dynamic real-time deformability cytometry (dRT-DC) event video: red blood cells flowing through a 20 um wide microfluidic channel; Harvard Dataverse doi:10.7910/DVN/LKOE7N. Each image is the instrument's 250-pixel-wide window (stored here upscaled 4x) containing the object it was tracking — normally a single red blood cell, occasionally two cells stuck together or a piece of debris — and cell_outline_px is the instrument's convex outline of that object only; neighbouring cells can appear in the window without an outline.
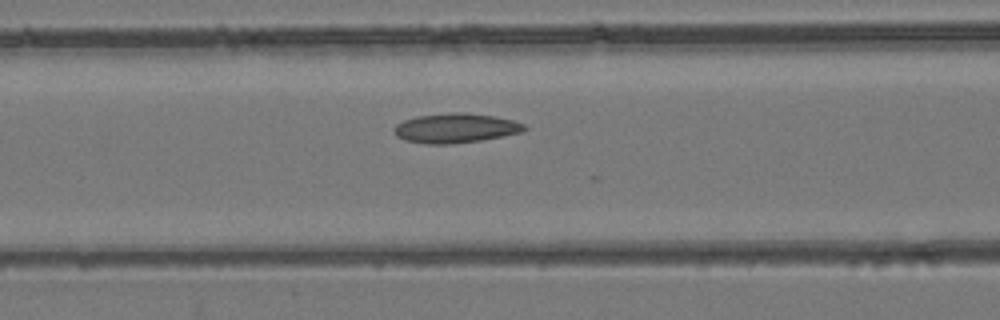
{"species": "common noctule bat (a hibernating species)", "species_latin": "Nyctalus noctula", "temperature_condition": "room temperature", "stored_images_in_passage": 20, "segment_of_instrument_passage": [1, 2], "camera_frame_rate_fps": 3000, "um_per_image_px": 0.085, "animal": {"sex": "female", "body_mass_g": 24.6, "forearm_length_mm": 56.2}, "frame": {"image": 1, "passage_image": 9, "time_ms": 2.667, "image_size_px": [1000, 320], "cell_outline_px": [[528, 128], [520, 132], [480, 140], [452, 144], [428, 144], [404, 140], [396, 136], [392, 128], [396, 124], [404, 120], [416, 116], [448, 112], [464, 112], [496, 116], [512, 120], [524, 124]], "centroid_in_image_um": [38.67, 10.88], "position_along_channel_um": 127.9, "area_um2": 22.48}}
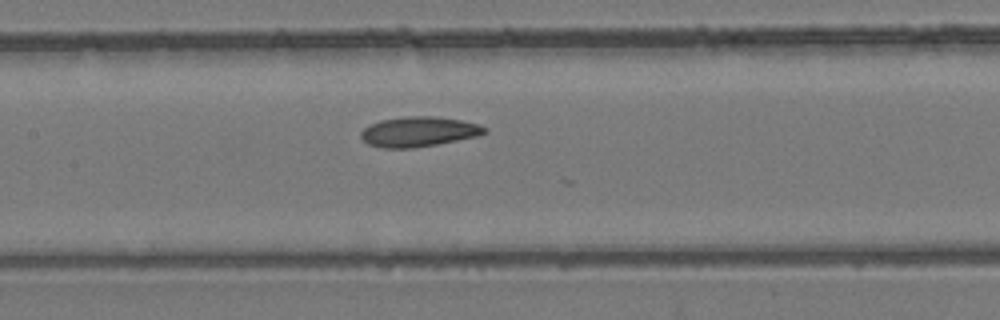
{"frame": {"image": 2, "passage_image": 12, "time_ms": 3.667, "image_size_px": [1000, 320], "cell_outline_px": [[488, 132], [476, 136], [436, 144], [412, 148], [384, 148], [368, 144], [360, 136], [360, 132], [368, 124], [380, 120], [408, 116], [432, 116], [460, 120], [480, 124], [488, 128]], "centroid_in_image_um": [35.57, 11.19], "position_along_channel_um": 171.8, "area_um2": 21.56}}
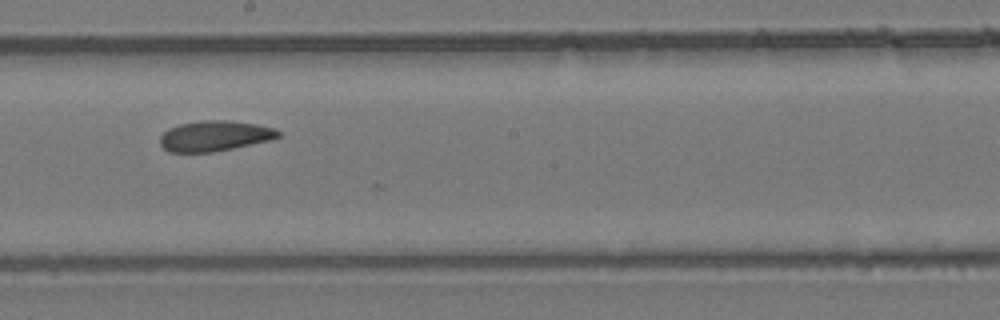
{"frame": {"image": 3, "passage_image": 16, "time_ms": 5.0, "image_size_px": [1000, 320], "cell_outline_px": [[280, 136], [272, 140], [212, 152], [168, 152], [160, 144], [160, 136], [168, 128], [180, 124], [204, 120], [224, 120], [256, 124], [272, 128], [280, 132]], "centroid_in_image_um": [18.22, 11.56], "position_along_channel_um": 230.0, "area_um2": 20.81}}